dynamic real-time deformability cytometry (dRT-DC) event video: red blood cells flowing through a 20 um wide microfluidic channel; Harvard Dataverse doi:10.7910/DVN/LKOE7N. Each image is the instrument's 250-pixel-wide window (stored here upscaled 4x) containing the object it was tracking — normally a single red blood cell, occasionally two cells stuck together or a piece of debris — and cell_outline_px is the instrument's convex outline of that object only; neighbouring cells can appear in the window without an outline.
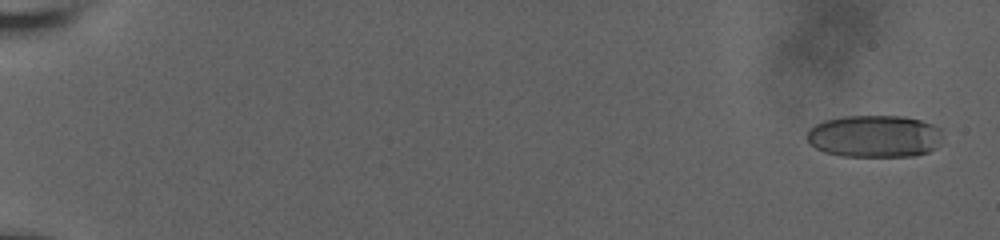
{"species": "human", "species_latin": "Homo sapiens", "temperature_condition": "room temperature", "stored_images_in_passage": 63, "camera_frame_rate_fps": 3000, "um_per_image_px": 0.085, "donor": {"sex": "male"}, "frame": {"image": 1, "passage_image": 3, "time_ms": 0.667, "image_size_px": [1000, 240], "cell_outline_px": [[940, 132], [936, 148], [928, 152], [912, 156], [840, 156], [824, 152], [808, 144], [808, 128], [824, 120], [844, 116], [904, 116], [920, 120], [932, 124], [940, 128]], "centroid_in_image_um": [74.29, 11.58], "position_along_channel_um": 10.7, "area_um2": 33.41}}
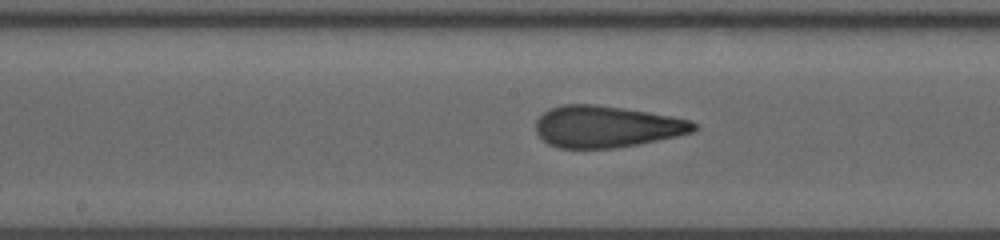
{"frame": {"image": 2, "passage_image": 30, "time_ms": 11.0, "image_size_px": [1000, 240], "cell_outline_px": [[700, 128], [692, 132], [676, 136], [636, 144], [612, 148], [560, 148], [548, 144], [536, 132], [536, 120], [544, 112], [552, 108], [564, 104], [596, 104], [624, 108], [672, 116], [692, 120]], "centroid_in_image_um": [51.57, 10.75], "position_along_channel_um": 196.6, "area_um2": 38.21}}
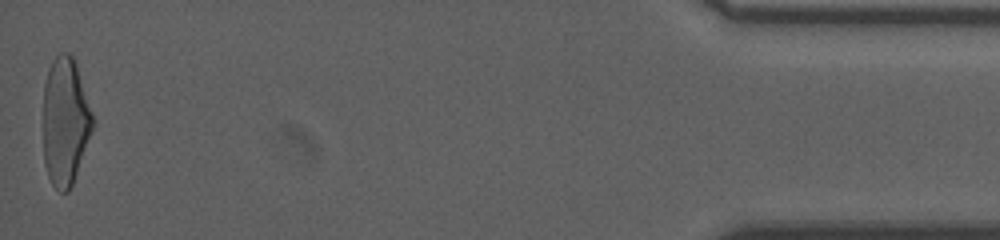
{"frame": {"image": 3, "passage_image": 63, "time_ms": 19.333, "image_size_px": [1000, 240], "cell_outline_px": [[92, 132], [72, 184], [68, 192], [60, 192], [52, 184], [48, 176], [44, 164], [44, 84], [48, 68], [52, 60], [60, 52], [68, 52], [72, 56], [76, 64], [92, 112]], "centroid_in_image_um": [5.53, 10.31], "position_along_channel_um": 429.7, "area_um2": 36.59}, "authors_computed_cell_mechanics": {"area_um2": 37.281, "velocity_mm_per_s": 3.7817, "shape_relaxation_time_tau1_ms": null, "shape_relaxation_time_tau2_ms": 1.4325, "deformation_change_tau1": null, "deformation_change_tau2": 0.1085}}